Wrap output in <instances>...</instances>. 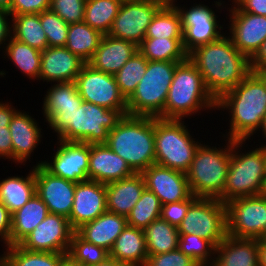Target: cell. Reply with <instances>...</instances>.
Masks as SVG:
<instances>
[{"mask_svg":"<svg viewBox=\"0 0 266 266\" xmlns=\"http://www.w3.org/2000/svg\"><path fill=\"white\" fill-rule=\"evenodd\" d=\"M216 108L231 112L228 139L246 141L259 129L266 113V74L252 71L216 101Z\"/></svg>","mask_w":266,"mask_h":266,"instance_id":"2","label":"cell"},{"mask_svg":"<svg viewBox=\"0 0 266 266\" xmlns=\"http://www.w3.org/2000/svg\"><path fill=\"white\" fill-rule=\"evenodd\" d=\"M145 266H201L179 249L158 255H149Z\"/></svg>","mask_w":266,"mask_h":266,"instance_id":"46","label":"cell"},{"mask_svg":"<svg viewBox=\"0 0 266 266\" xmlns=\"http://www.w3.org/2000/svg\"><path fill=\"white\" fill-rule=\"evenodd\" d=\"M251 69L257 73L266 74V40L260 50L251 59Z\"/></svg>","mask_w":266,"mask_h":266,"instance_id":"52","label":"cell"},{"mask_svg":"<svg viewBox=\"0 0 266 266\" xmlns=\"http://www.w3.org/2000/svg\"><path fill=\"white\" fill-rule=\"evenodd\" d=\"M245 140H232L231 160L223 190V203L230 200L260 195L266 178V154L262 146L238 153Z\"/></svg>","mask_w":266,"mask_h":266,"instance_id":"7","label":"cell"},{"mask_svg":"<svg viewBox=\"0 0 266 266\" xmlns=\"http://www.w3.org/2000/svg\"><path fill=\"white\" fill-rule=\"evenodd\" d=\"M234 2L240 11L266 16V0H234Z\"/></svg>","mask_w":266,"mask_h":266,"instance_id":"50","label":"cell"},{"mask_svg":"<svg viewBox=\"0 0 266 266\" xmlns=\"http://www.w3.org/2000/svg\"><path fill=\"white\" fill-rule=\"evenodd\" d=\"M92 266H124L121 262L108 257L104 262Z\"/></svg>","mask_w":266,"mask_h":266,"instance_id":"56","label":"cell"},{"mask_svg":"<svg viewBox=\"0 0 266 266\" xmlns=\"http://www.w3.org/2000/svg\"><path fill=\"white\" fill-rule=\"evenodd\" d=\"M59 266H79L73 262L68 256L59 264Z\"/></svg>","mask_w":266,"mask_h":266,"instance_id":"58","label":"cell"},{"mask_svg":"<svg viewBox=\"0 0 266 266\" xmlns=\"http://www.w3.org/2000/svg\"><path fill=\"white\" fill-rule=\"evenodd\" d=\"M154 117L124 115L105 143L134 173L155 164Z\"/></svg>","mask_w":266,"mask_h":266,"instance_id":"4","label":"cell"},{"mask_svg":"<svg viewBox=\"0 0 266 266\" xmlns=\"http://www.w3.org/2000/svg\"><path fill=\"white\" fill-rule=\"evenodd\" d=\"M11 35L16 40L40 51L48 47L46 34L41 26L40 14L12 15Z\"/></svg>","mask_w":266,"mask_h":266,"instance_id":"36","label":"cell"},{"mask_svg":"<svg viewBox=\"0 0 266 266\" xmlns=\"http://www.w3.org/2000/svg\"><path fill=\"white\" fill-rule=\"evenodd\" d=\"M263 196H266V178H265V182H264V186H263V190L261 193Z\"/></svg>","mask_w":266,"mask_h":266,"instance_id":"61","label":"cell"},{"mask_svg":"<svg viewBox=\"0 0 266 266\" xmlns=\"http://www.w3.org/2000/svg\"><path fill=\"white\" fill-rule=\"evenodd\" d=\"M10 135L12 139V160L19 163L26 162L31 152L40 141L41 130L27 113L16 111L11 119Z\"/></svg>","mask_w":266,"mask_h":266,"instance_id":"27","label":"cell"},{"mask_svg":"<svg viewBox=\"0 0 266 266\" xmlns=\"http://www.w3.org/2000/svg\"><path fill=\"white\" fill-rule=\"evenodd\" d=\"M179 234H196L217 247L227 236L226 206L217 198L199 197L178 227Z\"/></svg>","mask_w":266,"mask_h":266,"instance_id":"10","label":"cell"},{"mask_svg":"<svg viewBox=\"0 0 266 266\" xmlns=\"http://www.w3.org/2000/svg\"><path fill=\"white\" fill-rule=\"evenodd\" d=\"M178 63L148 61L145 74L127 99V115L163 119L169 87Z\"/></svg>","mask_w":266,"mask_h":266,"instance_id":"8","label":"cell"},{"mask_svg":"<svg viewBox=\"0 0 266 266\" xmlns=\"http://www.w3.org/2000/svg\"><path fill=\"white\" fill-rule=\"evenodd\" d=\"M36 194L49 213L69 217L74 202L76 183L48 172L42 165L34 166Z\"/></svg>","mask_w":266,"mask_h":266,"instance_id":"17","label":"cell"},{"mask_svg":"<svg viewBox=\"0 0 266 266\" xmlns=\"http://www.w3.org/2000/svg\"><path fill=\"white\" fill-rule=\"evenodd\" d=\"M6 247L7 252L2 256L8 266H59L67 257L63 253L29 251L19 244Z\"/></svg>","mask_w":266,"mask_h":266,"instance_id":"38","label":"cell"},{"mask_svg":"<svg viewBox=\"0 0 266 266\" xmlns=\"http://www.w3.org/2000/svg\"><path fill=\"white\" fill-rule=\"evenodd\" d=\"M178 249L201 266H208L210 259L214 261V257L210 256L216 252V247L210 241L196 234H179Z\"/></svg>","mask_w":266,"mask_h":266,"instance_id":"43","label":"cell"},{"mask_svg":"<svg viewBox=\"0 0 266 266\" xmlns=\"http://www.w3.org/2000/svg\"><path fill=\"white\" fill-rule=\"evenodd\" d=\"M59 142L54 158L52 157L53 161H42L37 165H42L51 174L74 183L88 181L90 144L64 140Z\"/></svg>","mask_w":266,"mask_h":266,"instance_id":"15","label":"cell"},{"mask_svg":"<svg viewBox=\"0 0 266 266\" xmlns=\"http://www.w3.org/2000/svg\"><path fill=\"white\" fill-rule=\"evenodd\" d=\"M13 0H0V9L6 10L10 13V8Z\"/></svg>","mask_w":266,"mask_h":266,"instance_id":"57","label":"cell"},{"mask_svg":"<svg viewBox=\"0 0 266 266\" xmlns=\"http://www.w3.org/2000/svg\"><path fill=\"white\" fill-rule=\"evenodd\" d=\"M148 60L137 51L114 75L121 94L127 100L135 91L147 69Z\"/></svg>","mask_w":266,"mask_h":266,"instance_id":"41","label":"cell"},{"mask_svg":"<svg viewBox=\"0 0 266 266\" xmlns=\"http://www.w3.org/2000/svg\"><path fill=\"white\" fill-rule=\"evenodd\" d=\"M138 51L148 61L182 62L188 58L183 39L144 38Z\"/></svg>","mask_w":266,"mask_h":266,"instance_id":"33","label":"cell"},{"mask_svg":"<svg viewBox=\"0 0 266 266\" xmlns=\"http://www.w3.org/2000/svg\"><path fill=\"white\" fill-rule=\"evenodd\" d=\"M83 102L75 82L54 84L44 97L43 110L48 122L56 113L72 112Z\"/></svg>","mask_w":266,"mask_h":266,"instance_id":"31","label":"cell"},{"mask_svg":"<svg viewBox=\"0 0 266 266\" xmlns=\"http://www.w3.org/2000/svg\"><path fill=\"white\" fill-rule=\"evenodd\" d=\"M216 108V100L206 89L202 75L187 58L177 64L165 107L163 119L181 120L202 108Z\"/></svg>","mask_w":266,"mask_h":266,"instance_id":"5","label":"cell"},{"mask_svg":"<svg viewBox=\"0 0 266 266\" xmlns=\"http://www.w3.org/2000/svg\"><path fill=\"white\" fill-rule=\"evenodd\" d=\"M103 34L84 21L69 24L65 47L87 63L95 53Z\"/></svg>","mask_w":266,"mask_h":266,"instance_id":"32","label":"cell"},{"mask_svg":"<svg viewBox=\"0 0 266 266\" xmlns=\"http://www.w3.org/2000/svg\"><path fill=\"white\" fill-rule=\"evenodd\" d=\"M145 38L183 39L181 15L175 3H165L154 15Z\"/></svg>","mask_w":266,"mask_h":266,"instance_id":"34","label":"cell"},{"mask_svg":"<svg viewBox=\"0 0 266 266\" xmlns=\"http://www.w3.org/2000/svg\"><path fill=\"white\" fill-rule=\"evenodd\" d=\"M259 266H266V238L258 239Z\"/></svg>","mask_w":266,"mask_h":266,"instance_id":"55","label":"cell"},{"mask_svg":"<svg viewBox=\"0 0 266 266\" xmlns=\"http://www.w3.org/2000/svg\"><path fill=\"white\" fill-rule=\"evenodd\" d=\"M155 164L186 173L200 143L181 120L154 117Z\"/></svg>","mask_w":266,"mask_h":266,"instance_id":"9","label":"cell"},{"mask_svg":"<svg viewBox=\"0 0 266 266\" xmlns=\"http://www.w3.org/2000/svg\"><path fill=\"white\" fill-rule=\"evenodd\" d=\"M168 2H172V3H174V2H175V0H167V3H168Z\"/></svg>","mask_w":266,"mask_h":266,"instance_id":"64","label":"cell"},{"mask_svg":"<svg viewBox=\"0 0 266 266\" xmlns=\"http://www.w3.org/2000/svg\"><path fill=\"white\" fill-rule=\"evenodd\" d=\"M5 103L0 102V124H10L12 117L16 113V109Z\"/></svg>","mask_w":266,"mask_h":266,"instance_id":"54","label":"cell"},{"mask_svg":"<svg viewBox=\"0 0 266 266\" xmlns=\"http://www.w3.org/2000/svg\"><path fill=\"white\" fill-rule=\"evenodd\" d=\"M115 1L120 2L122 4L123 2H125L127 0H115Z\"/></svg>","mask_w":266,"mask_h":266,"instance_id":"62","label":"cell"},{"mask_svg":"<svg viewBox=\"0 0 266 266\" xmlns=\"http://www.w3.org/2000/svg\"><path fill=\"white\" fill-rule=\"evenodd\" d=\"M74 232L67 217L49 213L19 245L29 251L67 254Z\"/></svg>","mask_w":266,"mask_h":266,"instance_id":"14","label":"cell"},{"mask_svg":"<svg viewBox=\"0 0 266 266\" xmlns=\"http://www.w3.org/2000/svg\"><path fill=\"white\" fill-rule=\"evenodd\" d=\"M199 197L191 195L188 199L182 200L175 203H169L162 205L160 218L167 221L170 225L178 228L186 216L190 206L198 199Z\"/></svg>","mask_w":266,"mask_h":266,"instance_id":"47","label":"cell"},{"mask_svg":"<svg viewBox=\"0 0 266 266\" xmlns=\"http://www.w3.org/2000/svg\"><path fill=\"white\" fill-rule=\"evenodd\" d=\"M86 0H50L49 9L68 24L82 22Z\"/></svg>","mask_w":266,"mask_h":266,"instance_id":"45","label":"cell"},{"mask_svg":"<svg viewBox=\"0 0 266 266\" xmlns=\"http://www.w3.org/2000/svg\"><path fill=\"white\" fill-rule=\"evenodd\" d=\"M230 12L232 16L229 38L251 60L266 40V16L243 12L235 6Z\"/></svg>","mask_w":266,"mask_h":266,"instance_id":"18","label":"cell"},{"mask_svg":"<svg viewBox=\"0 0 266 266\" xmlns=\"http://www.w3.org/2000/svg\"><path fill=\"white\" fill-rule=\"evenodd\" d=\"M67 256L79 266H92L104 262L109 257V252L85 241L74 232Z\"/></svg>","mask_w":266,"mask_h":266,"instance_id":"42","label":"cell"},{"mask_svg":"<svg viewBox=\"0 0 266 266\" xmlns=\"http://www.w3.org/2000/svg\"><path fill=\"white\" fill-rule=\"evenodd\" d=\"M107 211L105 184L88 180L76 183L74 202L68 221L76 230Z\"/></svg>","mask_w":266,"mask_h":266,"instance_id":"20","label":"cell"},{"mask_svg":"<svg viewBox=\"0 0 266 266\" xmlns=\"http://www.w3.org/2000/svg\"><path fill=\"white\" fill-rule=\"evenodd\" d=\"M263 150L265 151L266 154V145L262 146Z\"/></svg>","mask_w":266,"mask_h":266,"instance_id":"63","label":"cell"},{"mask_svg":"<svg viewBox=\"0 0 266 266\" xmlns=\"http://www.w3.org/2000/svg\"><path fill=\"white\" fill-rule=\"evenodd\" d=\"M124 115L127 109H108L83 101L72 112L56 113L48 124L60 140L101 144L107 142L109 131Z\"/></svg>","mask_w":266,"mask_h":266,"instance_id":"3","label":"cell"},{"mask_svg":"<svg viewBox=\"0 0 266 266\" xmlns=\"http://www.w3.org/2000/svg\"><path fill=\"white\" fill-rule=\"evenodd\" d=\"M137 51L138 46L131 41L103 35L99 47L87 64L96 70L115 75Z\"/></svg>","mask_w":266,"mask_h":266,"instance_id":"23","label":"cell"},{"mask_svg":"<svg viewBox=\"0 0 266 266\" xmlns=\"http://www.w3.org/2000/svg\"><path fill=\"white\" fill-rule=\"evenodd\" d=\"M50 7V0H13L10 14H40Z\"/></svg>","mask_w":266,"mask_h":266,"instance_id":"48","label":"cell"},{"mask_svg":"<svg viewBox=\"0 0 266 266\" xmlns=\"http://www.w3.org/2000/svg\"><path fill=\"white\" fill-rule=\"evenodd\" d=\"M134 172L124 159L105 143L90 144L88 179L102 184L119 181Z\"/></svg>","mask_w":266,"mask_h":266,"instance_id":"22","label":"cell"},{"mask_svg":"<svg viewBox=\"0 0 266 266\" xmlns=\"http://www.w3.org/2000/svg\"><path fill=\"white\" fill-rule=\"evenodd\" d=\"M12 214L0 201V237L6 246H10Z\"/></svg>","mask_w":266,"mask_h":266,"instance_id":"49","label":"cell"},{"mask_svg":"<svg viewBox=\"0 0 266 266\" xmlns=\"http://www.w3.org/2000/svg\"><path fill=\"white\" fill-rule=\"evenodd\" d=\"M10 124H0V157L12 159V139Z\"/></svg>","mask_w":266,"mask_h":266,"instance_id":"51","label":"cell"},{"mask_svg":"<svg viewBox=\"0 0 266 266\" xmlns=\"http://www.w3.org/2000/svg\"><path fill=\"white\" fill-rule=\"evenodd\" d=\"M162 0H127L120 5L108 33L131 41L137 46L143 41L156 12L165 4Z\"/></svg>","mask_w":266,"mask_h":266,"instance_id":"12","label":"cell"},{"mask_svg":"<svg viewBox=\"0 0 266 266\" xmlns=\"http://www.w3.org/2000/svg\"><path fill=\"white\" fill-rule=\"evenodd\" d=\"M85 62L65 46L47 47L41 51L39 79L47 82H75Z\"/></svg>","mask_w":266,"mask_h":266,"instance_id":"21","label":"cell"},{"mask_svg":"<svg viewBox=\"0 0 266 266\" xmlns=\"http://www.w3.org/2000/svg\"><path fill=\"white\" fill-rule=\"evenodd\" d=\"M259 128L262 130V132L264 133V136L266 137V113L264 117L262 118V122Z\"/></svg>","mask_w":266,"mask_h":266,"instance_id":"59","label":"cell"},{"mask_svg":"<svg viewBox=\"0 0 266 266\" xmlns=\"http://www.w3.org/2000/svg\"><path fill=\"white\" fill-rule=\"evenodd\" d=\"M35 194L34 168L26 178L14 176L0 182V201L11 214L22 208Z\"/></svg>","mask_w":266,"mask_h":266,"instance_id":"30","label":"cell"},{"mask_svg":"<svg viewBox=\"0 0 266 266\" xmlns=\"http://www.w3.org/2000/svg\"><path fill=\"white\" fill-rule=\"evenodd\" d=\"M7 16L12 17L8 11L0 9V45L12 37L10 36L12 35V29L9 27L10 22H7L8 20H6Z\"/></svg>","mask_w":266,"mask_h":266,"instance_id":"53","label":"cell"},{"mask_svg":"<svg viewBox=\"0 0 266 266\" xmlns=\"http://www.w3.org/2000/svg\"><path fill=\"white\" fill-rule=\"evenodd\" d=\"M106 186L107 211L128 216L144 191L145 182L141 173L113 181Z\"/></svg>","mask_w":266,"mask_h":266,"instance_id":"25","label":"cell"},{"mask_svg":"<svg viewBox=\"0 0 266 266\" xmlns=\"http://www.w3.org/2000/svg\"><path fill=\"white\" fill-rule=\"evenodd\" d=\"M227 235L235 238H266V196L236 198L225 203Z\"/></svg>","mask_w":266,"mask_h":266,"instance_id":"11","label":"cell"},{"mask_svg":"<svg viewBox=\"0 0 266 266\" xmlns=\"http://www.w3.org/2000/svg\"><path fill=\"white\" fill-rule=\"evenodd\" d=\"M188 59L202 75L206 89L216 101L252 72L251 60L224 35L194 48L188 53Z\"/></svg>","mask_w":266,"mask_h":266,"instance_id":"1","label":"cell"},{"mask_svg":"<svg viewBox=\"0 0 266 266\" xmlns=\"http://www.w3.org/2000/svg\"><path fill=\"white\" fill-rule=\"evenodd\" d=\"M83 101L108 109H127L115 76L92 68L85 63L75 81Z\"/></svg>","mask_w":266,"mask_h":266,"instance_id":"13","label":"cell"},{"mask_svg":"<svg viewBox=\"0 0 266 266\" xmlns=\"http://www.w3.org/2000/svg\"><path fill=\"white\" fill-rule=\"evenodd\" d=\"M227 148H211L199 144L189 170L186 172L192 195L217 198L223 203V190L231 160L232 140Z\"/></svg>","mask_w":266,"mask_h":266,"instance_id":"6","label":"cell"},{"mask_svg":"<svg viewBox=\"0 0 266 266\" xmlns=\"http://www.w3.org/2000/svg\"><path fill=\"white\" fill-rule=\"evenodd\" d=\"M6 54L29 78H38L41 69V51L10 37Z\"/></svg>","mask_w":266,"mask_h":266,"instance_id":"39","label":"cell"},{"mask_svg":"<svg viewBox=\"0 0 266 266\" xmlns=\"http://www.w3.org/2000/svg\"><path fill=\"white\" fill-rule=\"evenodd\" d=\"M218 256L208 266H259L258 239L226 238L216 247Z\"/></svg>","mask_w":266,"mask_h":266,"instance_id":"26","label":"cell"},{"mask_svg":"<svg viewBox=\"0 0 266 266\" xmlns=\"http://www.w3.org/2000/svg\"><path fill=\"white\" fill-rule=\"evenodd\" d=\"M161 209L162 203L159 198L145 188L140 199L126 217L127 223L129 226L144 230L154 220L160 218Z\"/></svg>","mask_w":266,"mask_h":266,"instance_id":"40","label":"cell"},{"mask_svg":"<svg viewBox=\"0 0 266 266\" xmlns=\"http://www.w3.org/2000/svg\"><path fill=\"white\" fill-rule=\"evenodd\" d=\"M40 22L48 40V47L65 46L69 24L50 9L40 13Z\"/></svg>","mask_w":266,"mask_h":266,"instance_id":"44","label":"cell"},{"mask_svg":"<svg viewBox=\"0 0 266 266\" xmlns=\"http://www.w3.org/2000/svg\"><path fill=\"white\" fill-rule=\"evenodd\" d=\"M121 3L115 0H86L84 22L107 35L117 16Z\"/></svg>","mask_w":266,"mask_h":266,"instance_id":"37","label":"cell"},{"mask_svg":"<svg viewBox=\"0 0 266 266\" xmlns=\"http://www.w3.org/2000/svg\"><path fill=\"white\" fill-rule=\"evenodd\" d=\"M141 174L146 189L152 191L162 205L186 200L192 195L184 172L154 164Z\"/></svg>","mask_w":266,"mask_h":266,"instance_id":"19","label":"cell"},{"mask_svg":"<svg viewBox=\"0 0 266 266\" xmlns=\"http://www.w3.org/2000/svg\"><path fill=\"white\" fill-rule=\"evenodd\" d=\"M109 257L124 266H145L148 258L144 230L126 226L117 237Z\"/></svg>","mask_w":266,"mask_h":266,"instance_id":"28","label":"cell"},{"mask_svg":"<svg viewBox=\"0 0 266 266\" xmlns=\"http://www.w3.org/2000/svg\"><path fill=\"white\" fill-rule=\"evenodd\" d=\"M126 226H128L126 216L106 211L95 220L80 226L75 232L85 241L110 252Z\"/></svg>","mask_w":266,"mask_h":266,"instance_id":"24","label":"cell"},{"mask_svg":"<svg viewBox=\"0 0 266 266\" xmlns=\"http://www.w3.org/2000/svg\"><path fill=\"white\" fill-rule=\"evenodd\" d=\"M148 256L178 249V228L159 218L144 229Z\"/></svg>","mask_w":266,"mask_h":266,"instance_id":"35","label":"cell"},{"mask_svg":"<svg viewBox=\"0 0 266 266\" xmlns=\"http://www.w3.org/2000/svg\"><path fill=\"white\" fill-rule=\"evenodd\" d=\"M0 266H8L6 260L3 256L0 257Z\"/></svg>","mask_w":266,"mask_h":266,"instance_id":"60","label":"cell"},{"mask_svg":"<svg viewBox=\"0 0 266 266\" xmlns=\"http://www.w3.org/2000/svg\"><path fill=\"white\" fill-rule=\"evenodd\" d=\"M181 15L183 46L187 53L194 48L220 39L223 35L214 11L206 5L196 4L186 11L176 6ZM179 7V8H178Z\"/></svg>","mask_w":266,"mask_h":266,"instance_id":"16","label":"cell"},{"mask_svg":"<svg viewBox=\"0 0 266 266\" xmlns=\"http://www.w3.org/2000/svg\"><path fill=\"white\" fill-rule=\"evenodd\" d=\"M48 214L47 206L35 194L22 208L12 214L10 246L19 244Z\"/></svg>","mask_w":266,"mask_h":266,"instance_id":"29","label":"cell"}]
</instances>
